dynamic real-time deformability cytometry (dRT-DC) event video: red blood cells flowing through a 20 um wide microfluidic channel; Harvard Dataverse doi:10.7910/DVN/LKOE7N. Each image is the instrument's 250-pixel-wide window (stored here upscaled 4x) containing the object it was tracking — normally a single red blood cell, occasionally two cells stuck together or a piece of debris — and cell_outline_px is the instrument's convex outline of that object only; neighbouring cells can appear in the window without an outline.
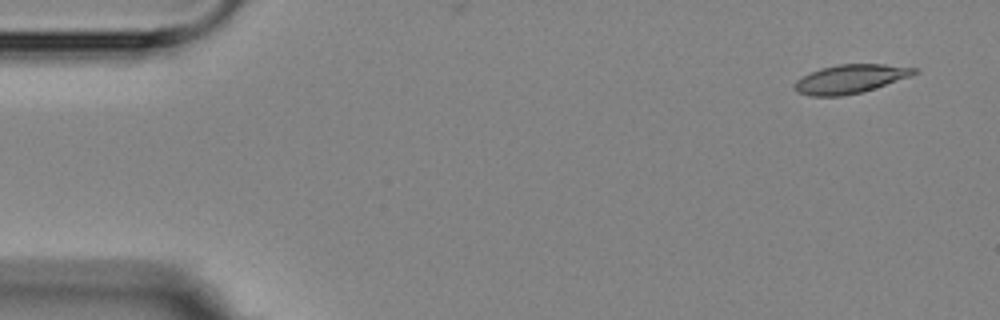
{"species": "Egyptian fruit bat (a non-hibernating species)", "species_latin": "Rousettus aegyptiacus", "temperature_condition": "room temperature", "stored_images_in_passage": 12, "camera_frame_rate_fps": 3000, "um_per_image_px": 0.085, "animal": {"sex": "female"}, "frame": {"image": 1, "passage_image": 1, "time_ms": 0.0, "image_size_px": [1000, 320], "cell_outline_px": [[920, 72], [912, 76], [860, 92], [840, 96], [808, 96], [796, 92], [792, 88], [792, 84], [796, 80], [820, 68], [836, 64], [884, 64], [920, 68]], "centroid_in_image_um": [72.27, 6.7], "position_along_channel_um": 12.7, "area_um2": 20.17}}
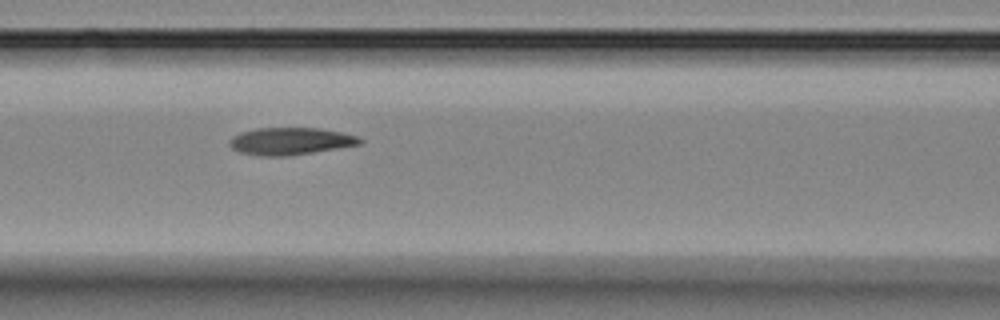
{"frame": {"image": 2, "passage_image": 7, "time_ms": 6.667, "image_size_px": [1000, 320], "cell_outline_px": [[364, 140], [360, 144], [288, 156], [260, 156], [240, 152], [232, 148], [228, 144], [228, 140], [232, 136], [240, 132], [256, 128], [320, 128], [344, 132], [356, 136]], "centroid_in_image_um": [24.65, 11.99], "position_along_channel_um": 142.0, "area_um2": 20.75}}
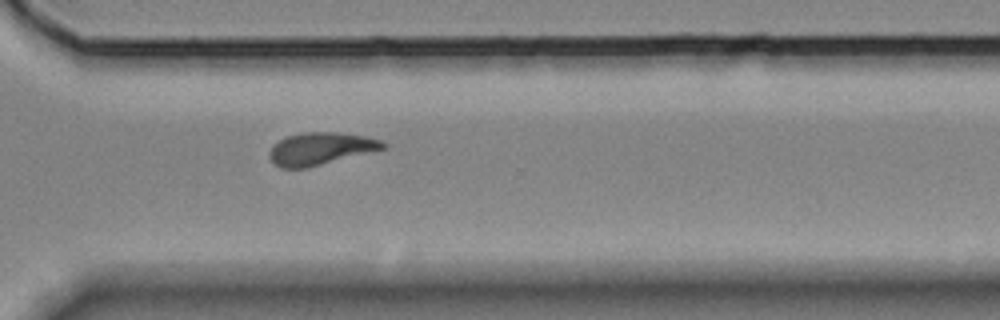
{"frame": {"image": 3, "passage_image": 12, "time_ms": 12.333, "image_size_px": [1000, 320], "cell_outline_px": [[388, 144], [384, 148], [308, 168], [280, 168], [268, 156], [268, 152], [272, 144], [288, 136], [300, 132], [336, 132], [364, 136], [380, 140]], "centroid_in_image_um": [27.2, 12.63], "position_along_channel_um": 343.4, "area_um2": 21.33}}